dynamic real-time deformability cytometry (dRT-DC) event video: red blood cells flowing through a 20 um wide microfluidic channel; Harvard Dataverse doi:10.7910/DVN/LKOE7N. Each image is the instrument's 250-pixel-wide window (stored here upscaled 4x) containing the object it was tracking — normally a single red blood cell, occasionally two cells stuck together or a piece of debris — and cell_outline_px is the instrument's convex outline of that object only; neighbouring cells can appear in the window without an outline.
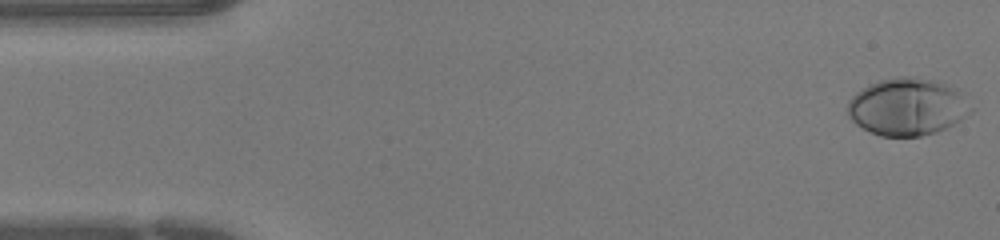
{"species": "human", "species_latin": "Homo sapiens", "temperature_condition": "warm", "stored_images_in_passage": 44, "camera_frame_rate_fps": 3000, "um_per_image_px": 0.085, "donor": {"sex": "female"}, "frame": {"image": 1, "passage_image": 1, "time_ms": 0.0, "image_size_px": [1000, 240], "cell_outline_px": [[976, 108], [972, 112], [960, 120], [936, 132], [920, 136], [880, 136], [856, 124], [848, 116], [848, 100], [856, 92], [868, 84], [880, 80], [896, 76], [916, 76], [936, 80], [956, 88]], "centroid_in_image_um": [77.15, 9.05], "position_along_channel_um": 7.8, "area_um2": 41.5}}
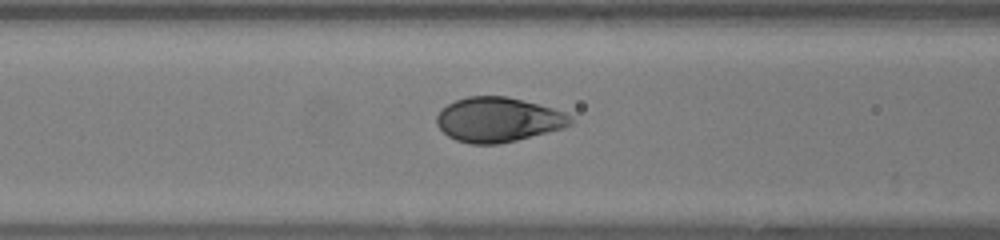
{"frame": {"image": 2, "passage_image": 17, "time_ms": 5.333, "image_size_px": [1000, 240], "cell_outline_px": [[572, 124], [564, 128], [500, 144], [472, 144], [456, 140], [448, 136], [436, 124], [436, 116], [448, 104], [456, 100], [468, 96], [508, 96], [552, 108], [564, 112], [572, 116]], "centroid_in_image_um": [42.35, 10.17], "position_along_channel_um": 124.2, "area_um2": 34.74}}
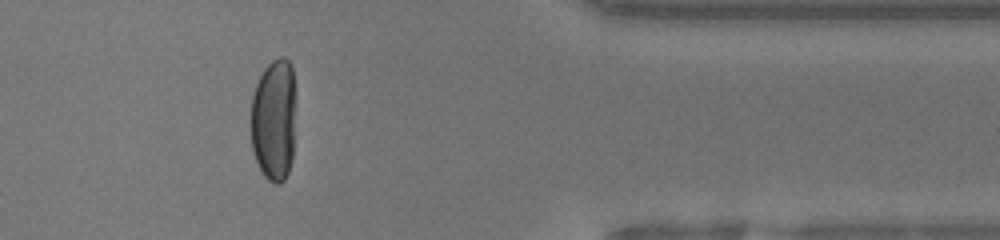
{"frame": {"image": 3, "passage_image": 36, "time_ms": 11.667, "image_size_px": [1000, 240], "cell_outline_px": [[292, 160], [288, 172], [284, 180], [280, 184], [276, 184], [268, 180], [264, 176], [256, 160], [252, 148], [252, 96], [256, 84], [264, 68], [272, 60], [280, 56], [284, 56], [292, 64]], "centroid_in_image_um": [23.24, 10.2], "position_along_channel_um": 388.2, "area_um2": 31.15}}